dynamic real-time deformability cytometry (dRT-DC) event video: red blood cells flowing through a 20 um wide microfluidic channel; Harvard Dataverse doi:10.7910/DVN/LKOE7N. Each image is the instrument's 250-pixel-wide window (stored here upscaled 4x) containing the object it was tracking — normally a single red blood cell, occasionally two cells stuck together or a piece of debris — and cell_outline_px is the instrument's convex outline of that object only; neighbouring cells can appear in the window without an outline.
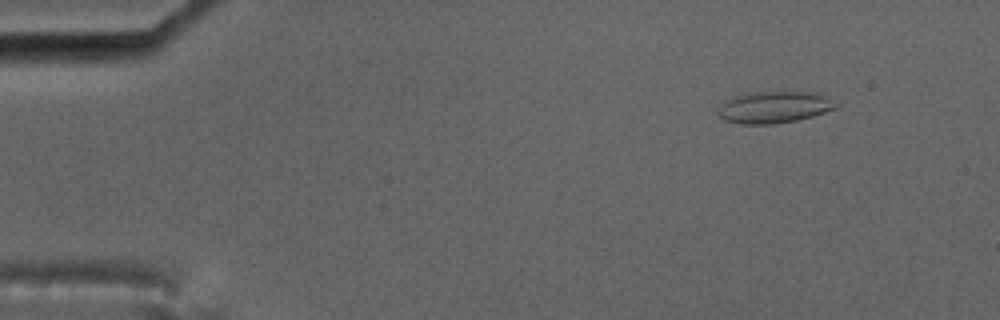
{"species": "common noctule bat (a hibernating species)", "species_latin": "Nyctalus noctula", "temperature_condition": "cold", "stored_images_in_passage": 15, "camera_frame_rate_fps": 3000, "um_per_image_px": 0.085, "animal": {"sex": "male", "body_mass_g": 17.5, "forearm_length_mm": 52.3}, "frame": {"image": 1, "passage_image": 7, "time_ms": 2.0, "image_size_px": [1000, 320], "cell_outline_px": [[840, 104], [836, 108], [812, 116], [796, 120], [772, 124], [740, 124], [724, 120], [716, 112], [720, 104], [724, 100], [732, 96], [752, 92], [816, 92], [828, 96]], "centroid_in_image_um": [65.79, 9.1], "position_along_channel_um": 19.2, "area_um2": 22.08}}